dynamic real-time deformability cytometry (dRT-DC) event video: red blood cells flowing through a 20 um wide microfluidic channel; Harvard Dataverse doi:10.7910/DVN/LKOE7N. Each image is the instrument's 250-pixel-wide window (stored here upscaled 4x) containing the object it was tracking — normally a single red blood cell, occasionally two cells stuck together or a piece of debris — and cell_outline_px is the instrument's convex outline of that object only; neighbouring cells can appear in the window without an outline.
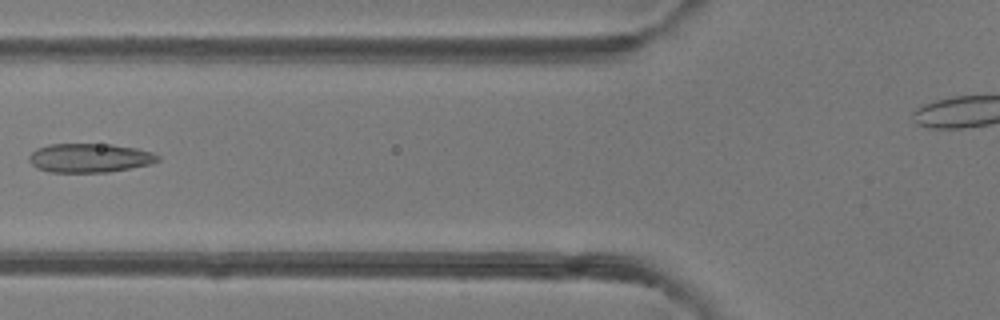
{"species": "common noctule bat (a hibernating species)", "species_latin": "Nyctalus noctula", "temperature_condition": "room temperature", "stored_images_in_passage": 3, "camera_frame_rate_fps": 3000, "um_per_image_px": 0.085, "animal": {"sex": "female"}, "frame": {"image": 1, "passage_image": 3, "time_ms": 2.0, "image_size_px": [1000, 320], "cell_outline_px": [[160, 160], [152, 164], [108, 172], [48, 172], [36, 168], [28, 160], [28, 156], [36, 148], [48, 144], [112, 144], [136, 148], [152, 152], [160, 156]], "centroid_in_image_um": [7.61, 13.42], "position_along_channel_um": 118.2, "area_um2": 21.96}}